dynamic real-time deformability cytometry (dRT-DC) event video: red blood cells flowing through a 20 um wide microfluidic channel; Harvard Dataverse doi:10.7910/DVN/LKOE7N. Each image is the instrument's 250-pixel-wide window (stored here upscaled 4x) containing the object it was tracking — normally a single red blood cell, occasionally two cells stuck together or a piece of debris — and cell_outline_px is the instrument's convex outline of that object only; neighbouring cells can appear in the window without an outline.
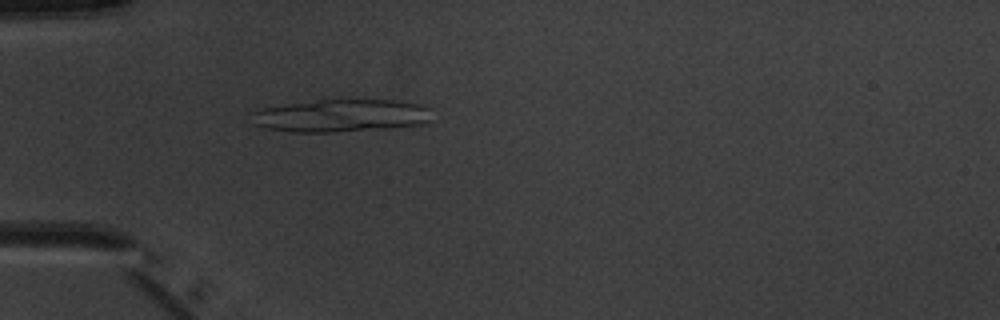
{"species": "common noctule bat (a hibernating species)", "species_latin": "Nyctalus noctula", "temperature_condition": "warm", "stored_images_in_passage": 4, "camera_frame_rate_fps": 3000, "um_per_image_px": 0.085, "animal": {"sex": "male", "body_mass_g": 20.1, "forearm_length_mm": 53.5}, "frame": {"image": 1, "passage_image": 4, "time_ms": 3.667, "image_size_px": [1000, 320], "cell_outline_px": [[432, 120], [428, 124], [384, 128], [332, 132], [292, 132], [264, 128], [256, 124], [248, 112], [260, 108], [348, 96], [392, 100], [424, 104], [432, 108]], "centroid_in_image_um": [29.08, 9.79], "position_along_channel_um": 55.9, "area_um2": 35.72}}